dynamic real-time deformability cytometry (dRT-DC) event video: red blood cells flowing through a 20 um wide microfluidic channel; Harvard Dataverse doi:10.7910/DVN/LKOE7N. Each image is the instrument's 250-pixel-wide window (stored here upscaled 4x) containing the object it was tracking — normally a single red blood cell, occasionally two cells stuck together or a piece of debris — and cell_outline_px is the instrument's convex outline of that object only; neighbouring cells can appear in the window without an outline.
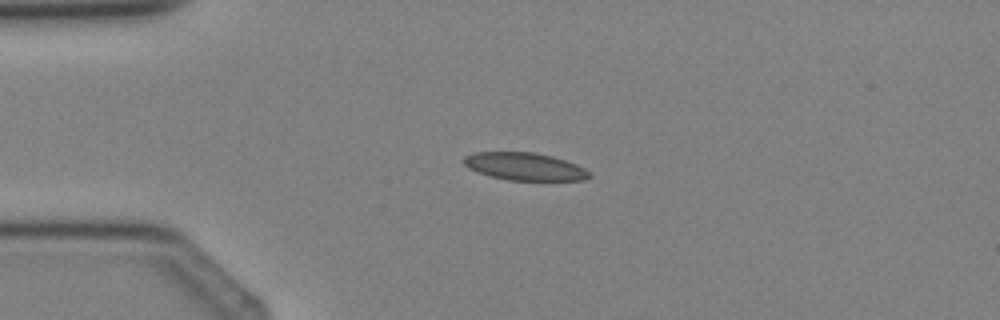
{"species": "Egyptian fruit bat (a non-hibernating species)", "species_latin": "Rousettus aegyptiacus", "temperature_condition": "cold", "stored_images_in_passage": 3, "camera_frame_rate_fps": 3000, "um_per_image_px": 0.085, "animal": {"sex": "female"}, "frame": {"image": 1, "passage_image": 2, "time_ms": 2.0, "image_size_px": [1000, 320], "cell_outline_px": [[592, 176], [584, 180], [508, 180], [492, 176], [468, 168], [464, 164], [464, 156], [472, 152], [536, 152], [552, 156], [576, 164], [584, 168]], "centroid_in_image_um": [44.59, 14.14], "position_along_channel_um": 40.4, "area_um2": 20.06}}